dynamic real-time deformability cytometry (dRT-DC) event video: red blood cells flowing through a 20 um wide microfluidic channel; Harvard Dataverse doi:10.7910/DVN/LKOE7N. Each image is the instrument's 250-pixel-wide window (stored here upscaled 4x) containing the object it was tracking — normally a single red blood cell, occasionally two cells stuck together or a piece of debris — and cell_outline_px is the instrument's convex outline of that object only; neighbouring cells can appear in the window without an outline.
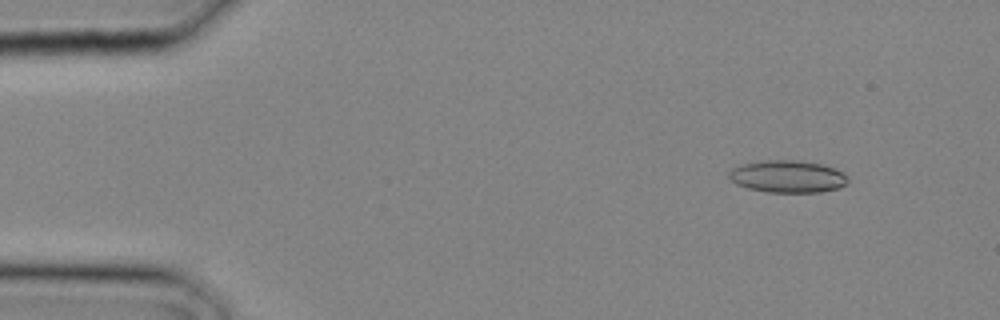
{"species": "common noctule bat (a hibernating species)", "species_latin": "Nyctalus noctula", "temperature_condition": "cold", "stored_images_in_passage": 4, "camera_frame_rate_fps": 3000, "um_per_image_px": 0.085, "animal": {"sex": "male", "body_mass_g": 20.4}, "frame": {"image": 1, "passage_image": 4, "time_ms": 1.0, "image_size_px": [1000, 320], "cell_outline_px": [[848, 184], [836, 188], [820, 192], [768, 192], [748, 188], [736, 184], [728, 176], [728, 172], [732, 168], [740, 164], [764, 160], [800, 160], [820, 164], [844, 172], [848, 176]], "centroid_in_image_um": [66.94, 14.99], "position_along_channel_um": 18.1, "area_um2": 22.43}}